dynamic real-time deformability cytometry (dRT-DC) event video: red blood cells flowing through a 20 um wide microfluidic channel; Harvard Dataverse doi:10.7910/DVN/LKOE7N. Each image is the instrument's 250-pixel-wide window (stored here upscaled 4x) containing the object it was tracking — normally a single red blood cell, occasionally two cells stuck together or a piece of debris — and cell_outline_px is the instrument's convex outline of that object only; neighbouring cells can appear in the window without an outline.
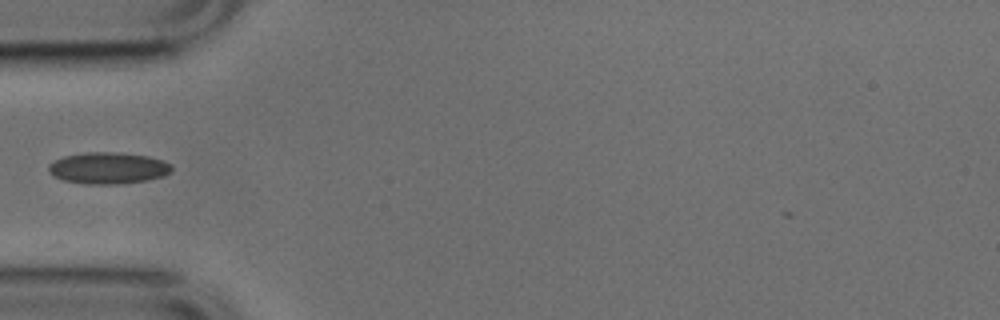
{"species": "common noctule bat (a hibernating species)", "species_latin": "Nyctalus noctula", "temperature_condition": "cold", "stored_images_in_passage": 16, "camera_frame_rate_fps": 3000, "um_per_image_px": 0.085, "animal": {"sex": "male", "body_mass_g": 17.9, "forearm_length_mm": 54.2}, "frame": {"image": 1, "passage_image": 1, "time_ms": 0.0, "image_size_px": [1000, 320], "cell_outline_px": [[172, 172], [164, 176], [144, 180], [120, 184], [88, 184], [64, 180], [52, 176], [48, 172], [48, 164], [52, 160], [64, 156], [84, 152], [120, 152], [148, 156], [172, 164]], "centroid_in_image_um": [9.16, 14.28], "position_along_channel_um": 75.8, "area_um2": 22.83}}
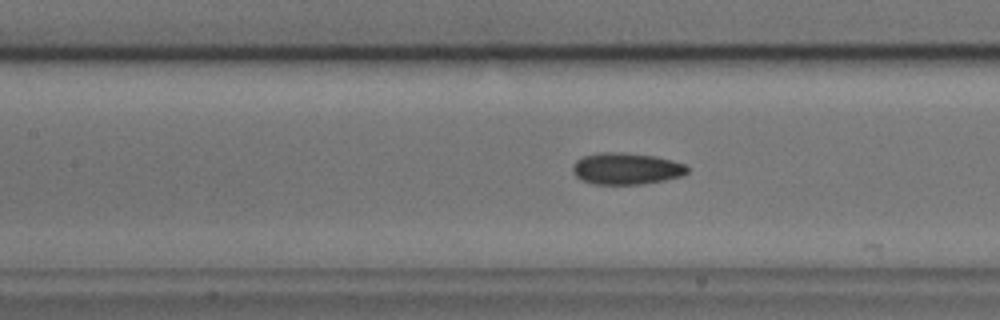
{"frame": {"image": 2, "passage_image": 7, "time_ms": 2.0, "image_size_px": [1000, 320], "cell_outline_px": [[688, 172], [680, 176], [664, 180], [640, 184], [596, 184], [584, 180], [576, 176], [572, 168], [572, 164], [576, 160], [584, 156], [600, 152], [624, 152], [656, 156], [672, 160], [684, 164], [688, 168]], "centroid_in_image_um": [53.23, 14.32], "position_along_channel_um": 154.2, "area_um2": 21.04}}
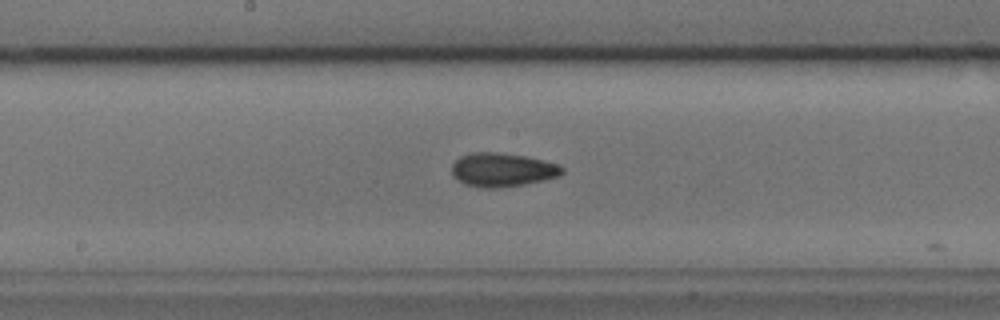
{"frame": {"image": 3, "passage_image": 11, "time_ms": 3.333, "image_size_px": [1000, 320], "cell_outline_px": [[564, 172], [560, 176], [544, 180], [524, 184], [496, 188], [484, 188], [464, 184], [456, 180], [452, 176], [452, 164], [460, 156], [472, 152], [496, 152], [524, 156], [544, 160], [556, 164], [564, 168]], "centroid_in_image_um": [42.67, 14.44], "position_along_channel_um": 205.5, "area_um2": 21.79}}